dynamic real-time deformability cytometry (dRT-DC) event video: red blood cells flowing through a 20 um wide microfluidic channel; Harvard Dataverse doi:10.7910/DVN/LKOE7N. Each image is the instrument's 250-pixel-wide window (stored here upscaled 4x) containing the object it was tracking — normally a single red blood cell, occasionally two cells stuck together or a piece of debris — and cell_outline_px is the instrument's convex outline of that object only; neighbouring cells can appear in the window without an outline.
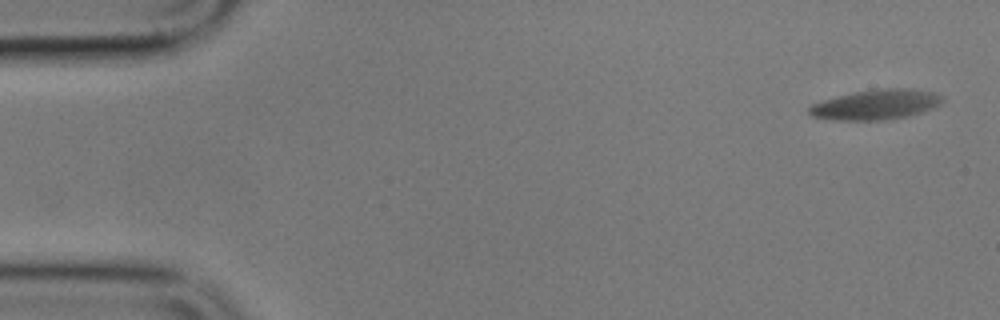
{"species": "common noctule bat (a hibernating species)", "species_latin": "Nyctalus noctula", "temperature_condition": "cold", "stored_images_in_passage": 3, "camera_frame_rate_fps": 3000, "um_per_image_px": 0.085, "animal": {"sex": "male", "body_mass_g": 17.9}, "frame": {"image": 1, "passage_image": 1, "time_ms": 0.0, "image_size_px": [1000, 320], "cell_outline_px": [[944, 100], [932, 108], [908, 116], [884, 120], [836, 120], [812, 116], [808, 112], [808, 108], [812, 104], [824, 100], [856, 92], [884, 88], [912, 88], [932, 92], [944, 96]], "centroid_in_image_um": [74.48, 8.89], "position_along_channel_um": 10.5, "area_um2": 23.0}}